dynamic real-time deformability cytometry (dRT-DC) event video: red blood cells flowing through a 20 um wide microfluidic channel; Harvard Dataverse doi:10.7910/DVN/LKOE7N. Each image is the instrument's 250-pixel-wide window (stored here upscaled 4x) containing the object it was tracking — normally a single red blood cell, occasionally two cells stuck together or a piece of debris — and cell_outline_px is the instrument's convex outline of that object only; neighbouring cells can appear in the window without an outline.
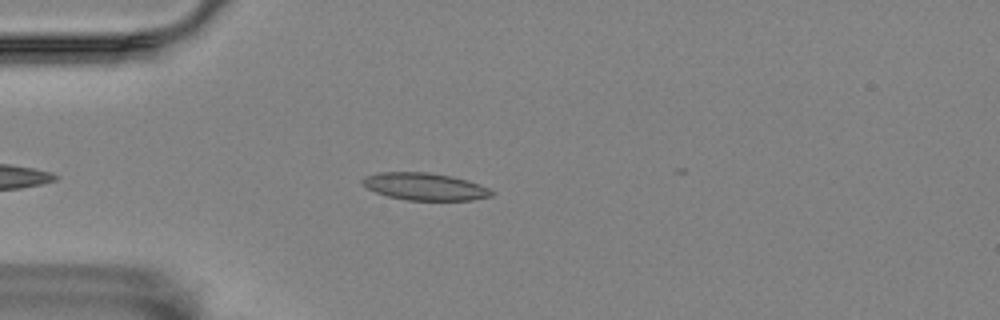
{"species": "Egyptian fruit bat (a non-hibernating species)", "species_latin": "Rousettus aegyptiacus", "temperature_condition": "room temperature", "stored_images_in_passage": 8, "camera_frame_rate_fps": 3000, "um_per_image_px": 0.085, "animal": {"sex": "female"}, "frame": {"image": 1, "passage_image": 3, "time_ms": 0.667, "image_size_px": [1000, 320], "cell_outline_px": [[496, 192], [492, 196], [472, 200], [408, 200], [388, 196], [376, 192], [360, 184], [360, 180], [364, 176], [380, 172], [428, 172], [452, 176], [468, 180], [488, 188]], "centroid_in_image_um": [36.1, 15.85], "position_along_channel_um": 48.9, "area_um2": 20.63}}
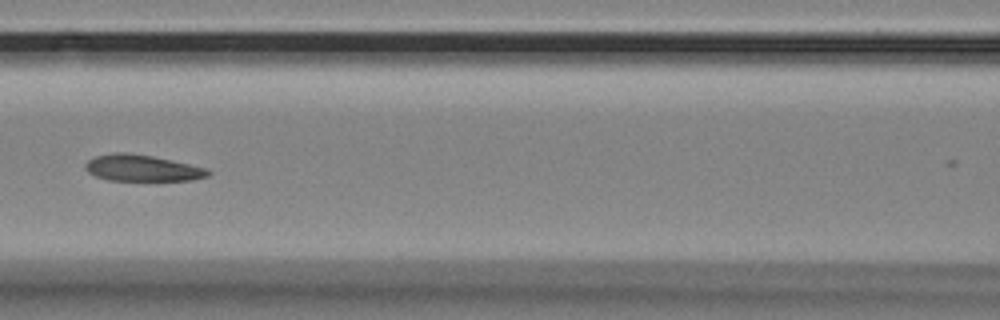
{"frame": {"image": 2, "passage_image": 6, "time_ms": 1.667, "image_size_px": [1000, 320], "cell_outline_px": [[212, 172], [208, 176], [192, 180], [108, 180], [96, 176], [88, 172], [84, 168], [84, 164], [88, 160], [96, 156], [116, 152], [124, 152], [152, 156], [172, 160], [208, 168]], "centroid_in_image_um": [12.1, 14.28], "position_along_channel_um": 154.5, "area_um2": 18.84}}
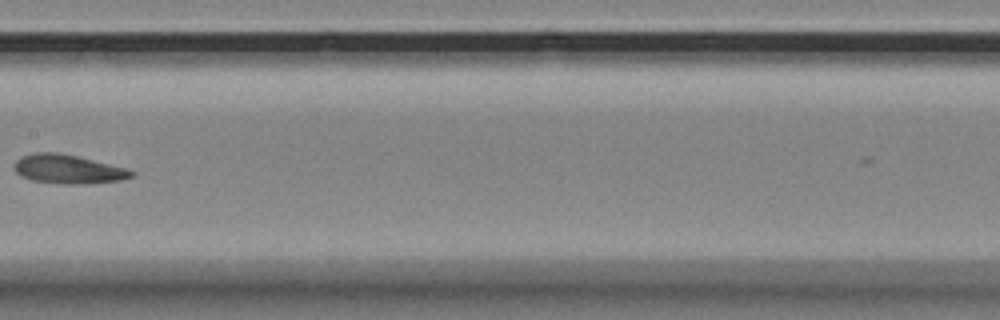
{"frame": {"image": 3, "passage_image": 7, "time_ms": 2.0, "image_size_px": [1000, 320], "cell_outline_px": [[136, 176], [120, 180], [88, 184], [60, 184], [32, 180], [20, 176], [12, 168], [16, 160], [24, 156], [36, 152], [56, 152], [76, 156], [128, 168], [136, 172]], "centroid_in_image_um": [5.81, 14.39], "position_along_channel_um": 201.6, "area_um2": 19.94}}